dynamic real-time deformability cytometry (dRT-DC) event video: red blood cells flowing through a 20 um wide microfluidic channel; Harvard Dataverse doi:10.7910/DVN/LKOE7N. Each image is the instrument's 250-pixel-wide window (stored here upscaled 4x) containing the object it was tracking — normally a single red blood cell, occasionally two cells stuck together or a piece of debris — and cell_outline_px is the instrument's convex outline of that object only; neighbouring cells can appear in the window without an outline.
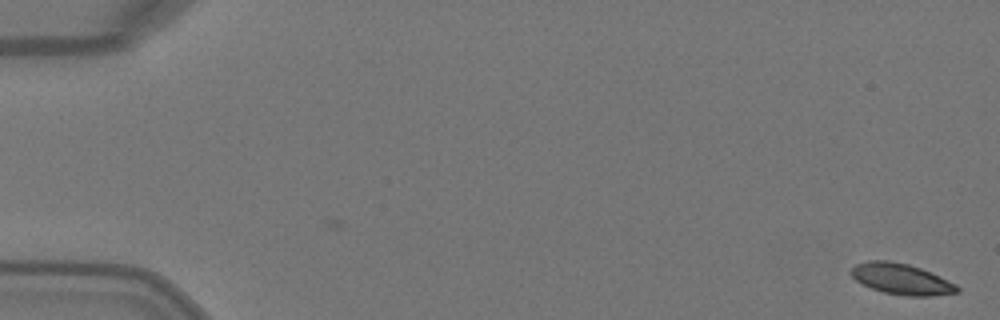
{"species": "Egyptian fruit bat (a non-hibernating species)", "species_latin": "Rousettus aegyptiacus", "temperature_condition": "warm", "stored_images_in_passage": 5, "camera_frame_rate_fps": 3000, "um_per_image_px": 0.085, "animal": {"sex": "female"}, "frame": {"image": 1, "passage_image": 1, "time_ms": 0.0, "image_size_px": [1000, 320], "cell_outline_px": [[960, 292], [932, 296], [908, 296], [884, 292], [872, 288], [856, 280], [852, 276], [852, 268], [856, 264], [868, 260], [888, 260], [908, 264], [920, 268], [940, 276], [956, 284], [960, 288]], "centroid_in_image_um": [76.66, 23.72], "position_along_channel_um": 8.3, "area_um2": 18.96}}